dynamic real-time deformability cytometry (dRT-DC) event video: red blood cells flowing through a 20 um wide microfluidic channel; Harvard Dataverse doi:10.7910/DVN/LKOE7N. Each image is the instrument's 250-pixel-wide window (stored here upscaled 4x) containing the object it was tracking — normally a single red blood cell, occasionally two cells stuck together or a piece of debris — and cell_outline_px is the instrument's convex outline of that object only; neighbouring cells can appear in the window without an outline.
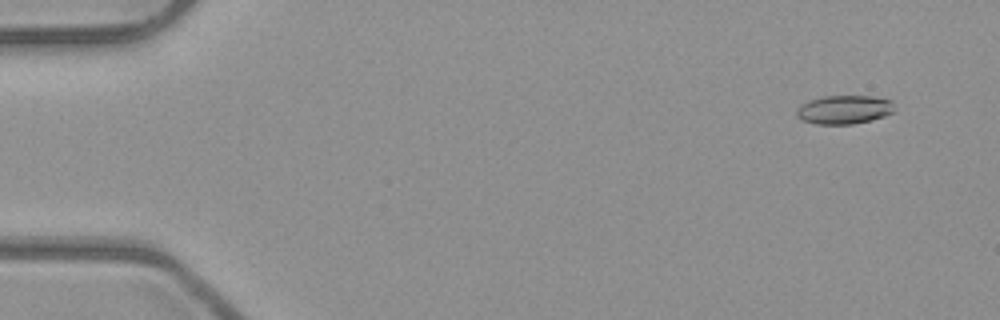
{"species": "common noctule bat (a hibernating species)", "species_latin": "Nyctalus noctula", "temperature_condition": "room temperature", "stored_images_in_passage": 48, "camera_frame_rate_fps": 3000, "um_per_image_px": 0.085, "animal": {"sex": "male", "body_mass_g": 23.1, "forearm_length_mm": 52.7}, "frame": {"image": 1, "passage_image": 1, "time_ms": 0.0, "image_size_px": [1000, 320], "cell_outline_px": [[896, 112], [872, 120], [852, 124], [816, 124], [804, 120], [796, 116], [796, 108], [800, 104], [808, 100], [824, 96], [872, 96], [892, 100]], "centroid_in_image_um": [71.77, 9.31], "position_along_channel_um": 13.2, "area_um2": 16.59}}
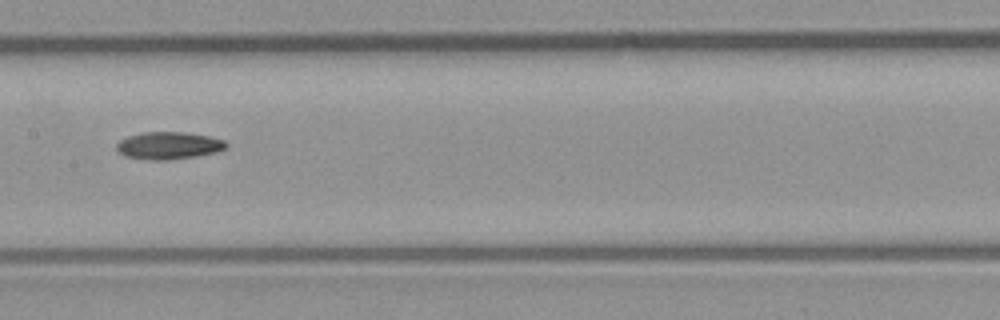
{"frame": {"image": 2, "passage_image": 24, "time_ms": 7.667, "image_size_px": [1000, 320], "cell_outline_px": [[228, 144], [224, 148], [216, 152], [196, 156], [164, 160], [152, 160], [128, 156], [120, 152], [116, 148], [116, 144], [120, 140], [128, 136], [144, 132], [184, 132], [208, 136], [224, 140]], "centroid_in_image_um": [14.34, 12.36], "position_along_channel_um": 193.1, "area_um2": 17.17}}
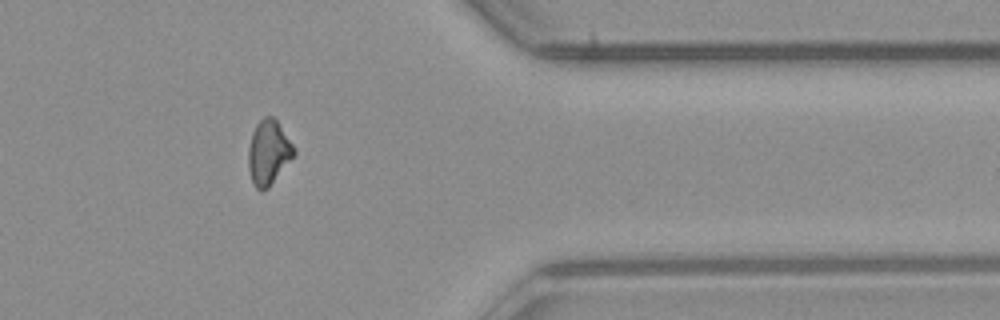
{"frame": {"image": 3, "passage_image": 40, "time_ms": 13.0, "image_size_px": [1000, 320], "cell_outline_px": [[296, 152], [268, 188], [260, 192], [256, 188], [252, 180], [248, 168], [248, 148], [252, 132], [256, 124], [264, 116], [272, 116], [276, 120], [296, 148]], "centroid_in_image_um": [22.81, 12.95], "position_along_channel_um": 388.6, "area_um2": 17.05}}